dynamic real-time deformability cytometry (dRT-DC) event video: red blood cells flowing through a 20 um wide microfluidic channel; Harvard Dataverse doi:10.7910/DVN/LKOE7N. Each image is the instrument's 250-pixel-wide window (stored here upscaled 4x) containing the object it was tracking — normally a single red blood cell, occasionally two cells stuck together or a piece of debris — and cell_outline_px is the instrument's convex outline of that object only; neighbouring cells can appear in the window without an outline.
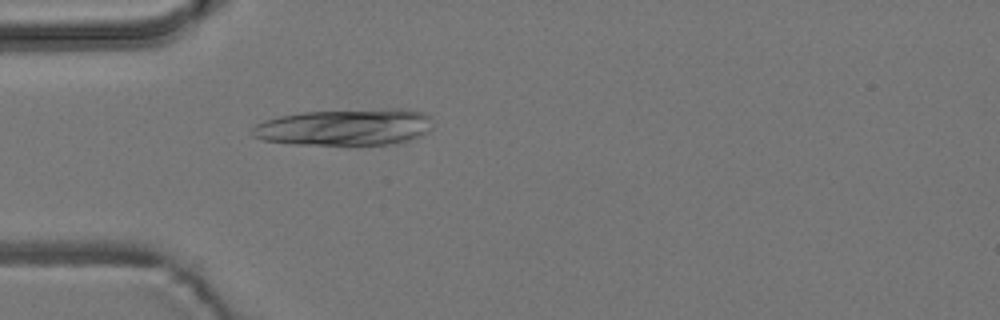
{"species": "common noctule bat (a hibernating species)", "species_latin": "Nyctalus noctula", "temperature_condition": "room temperature", "stored_images_in_passage": 2, "camera_frame_rate_fps": 3000, "um_per_image_px": 0.085, "animal": {"sex": "male", "body_mass_g": 19.2, "forearm_length_mm": 51.8}, "frame": {"image": 1, "passage_image": 2, "time_ms": 1.333, "image_size_px": [1000, 320], "cell_outline_px": [[432, 128], [424, 136], [408, 140], [388, 144], [296, 144], [264, 140], [252, 136], [248, 132], [256, 124], [264, 120], [280, 116], [304, 112], [396, 108], [400, 108], [424, 112], [432, 116]], "centroid_in_image_um": [29.37, 10.8], "position_along_channel_um": 55.6, "area_um2": 38.73}}